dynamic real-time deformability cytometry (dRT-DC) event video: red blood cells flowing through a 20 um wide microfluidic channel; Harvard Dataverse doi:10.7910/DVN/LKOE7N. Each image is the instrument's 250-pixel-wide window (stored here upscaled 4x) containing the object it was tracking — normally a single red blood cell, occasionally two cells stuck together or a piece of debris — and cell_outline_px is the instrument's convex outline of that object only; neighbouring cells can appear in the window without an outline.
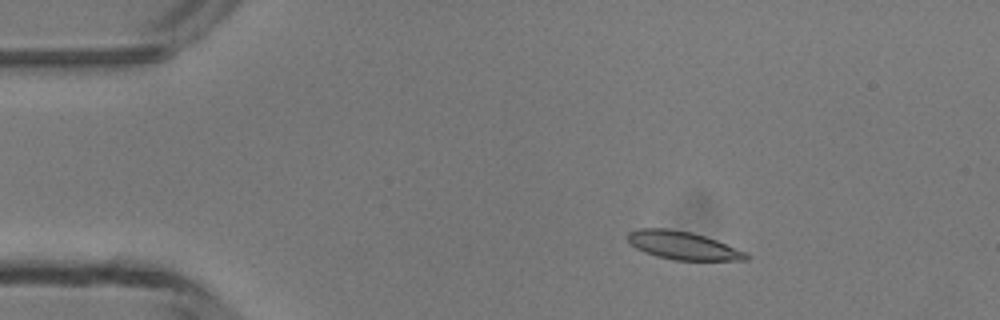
{"species": "common noctule bat (a hibernating species)", "species_latin": "Nyctalus noctula", "temperature_condition": "room temperature", "stored_images_in_passage": 4, "camera_frame_rate_fps": 3000, "um_per_image_px": 0.085, "animal": {"sex": "male", "body_mass_g": 13.3}, "frame": {"image": 1, "passage_image": 2, "time_ms": 1.0, "image_size_px": [1000, 320], "cell_outline_px": [[748, 260], [672, 260], [656, 256], [644, 252], [636, 248], [628, 240], [628, 232], [636, 228], [668, 228], [692, 232], [716, 240], [744, 252], [748, 256]], "centroid_in_image_um": [57.98, 20.85], "position_along_channel_um": 27.0, "area_um2": 19.25}}